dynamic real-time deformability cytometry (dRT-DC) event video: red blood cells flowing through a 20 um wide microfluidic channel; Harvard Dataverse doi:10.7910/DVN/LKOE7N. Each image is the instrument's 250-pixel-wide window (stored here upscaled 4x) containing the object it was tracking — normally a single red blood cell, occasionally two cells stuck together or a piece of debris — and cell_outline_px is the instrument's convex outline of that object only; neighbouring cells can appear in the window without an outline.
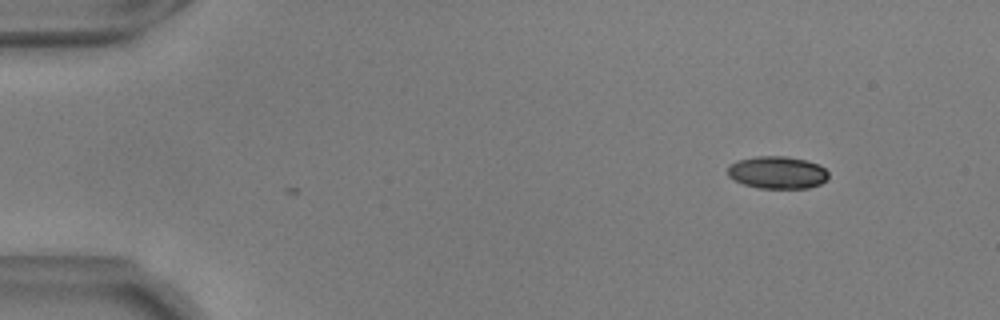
{"species": "common noctule bat (a hibernating species)", "species_latin": "Nyctalus noctula", "temperature_condition": "warm", "stored_images_in_passage": 2, "camera_frame_rate_fps": 3000, "um_per_image_px": 0.085, "animal": {"sex": "male", "body_mass_g": 17.9, "forearm_length_mm": 54.2}, "frame": {"image": 1, "passage_image": 2, "time_ms": 0.333, "image_size_px": [1000, 320], "cell_outline_px": [[828, 176], [820, 184], [808, 188], [760, 188], [744, 184], [728, 176], [728, 164], [736, 160], [756, 156], [788, 156], [808, 160], [820, 164], [828, 172]], "centroid_in_image_um": [66.07, 14.64], "position_along_channel_um": 18.9, "area_um2": 19.19}}